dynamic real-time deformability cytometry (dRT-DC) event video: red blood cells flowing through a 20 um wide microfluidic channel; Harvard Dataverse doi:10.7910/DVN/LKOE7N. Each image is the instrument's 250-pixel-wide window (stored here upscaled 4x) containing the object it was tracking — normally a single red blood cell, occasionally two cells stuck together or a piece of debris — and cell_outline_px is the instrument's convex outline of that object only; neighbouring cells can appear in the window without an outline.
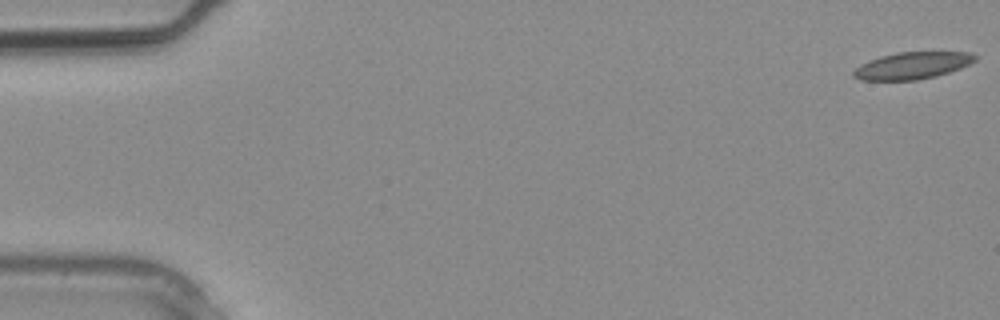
{"species": "common noctule bat (a hibernating species)", "species_latin": "Nyctalus noctula", "temperature_condition": "warm", "stored_images_in_passage": 3, "camera_frame_rate_fps": 3000, "um_per_image_px": 0.085, "animal": {"sex": "male", "body_mass_g": 20.4}, "frame": {"image": 1, "passage_image": 1, "time_ms": 0.0, "image_size_px": [1000, 320], "cell_outline_px": [[976, 60], [960, 68], [936, 76], [916, 80], [860, 80], [852, 76], [852, 72], [860, 64], [880, 56], [896, 52], [968, 52], [976, 56]], "centroid_in_image_um": [77.5, 5.57], "position_along_channel_um": 7.5, "area_um2": 19.02}}
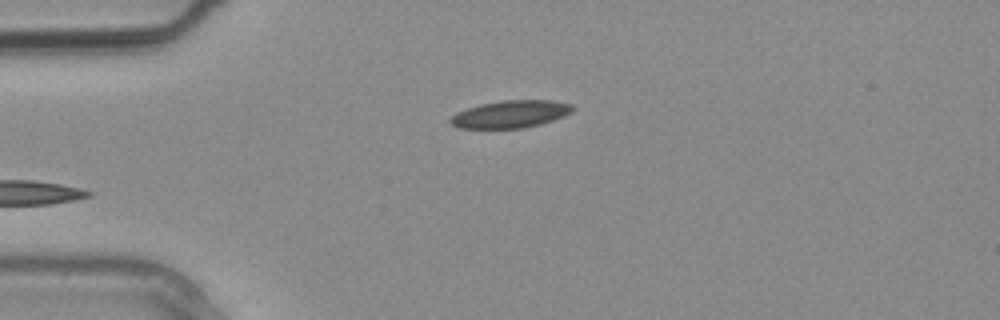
{"frame": {"image": 2, "passage_image": 3, "time_ms": 0.667, "image_size_px": [1000, 320], "cell_outline_px": [[576, 108], [572, 112], [564, 116], [540, 124], [524, 128], [460, 128], [448, 124], [448, 120], [456, 112], [480, 104], [504, 100], [552, 100], [572, 104]], "centroid_in_image_um": [43.39, 9.7], "position_along_channel_um": 41.6, "area_um2": 19.65}}